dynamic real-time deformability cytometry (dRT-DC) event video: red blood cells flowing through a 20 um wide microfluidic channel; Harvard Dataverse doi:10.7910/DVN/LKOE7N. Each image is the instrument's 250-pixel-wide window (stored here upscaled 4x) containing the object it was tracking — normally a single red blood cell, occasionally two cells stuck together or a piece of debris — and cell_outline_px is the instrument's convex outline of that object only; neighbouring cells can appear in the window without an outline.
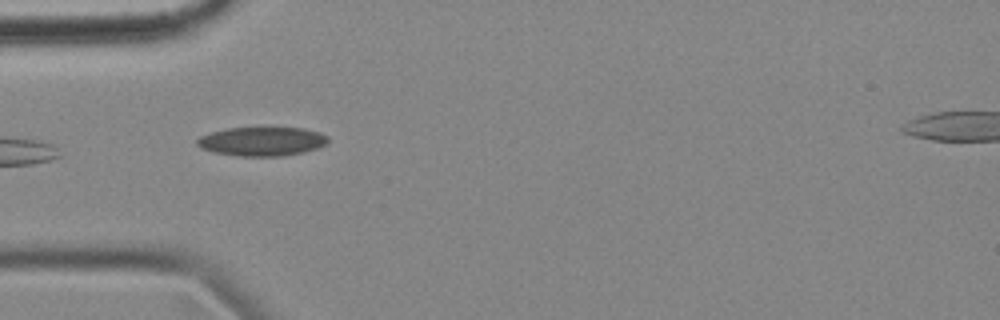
{"species": "common noctule bat (a hibernating species)", "species_latin": "Nyctalus noctula", "temperature_condition": "cold", "stored_images_in_passage": 26, "camera_frame_rate_fps": 3000, "um_per_image_px": 0.085, "animal": {"sex": "female", "body_mass_g": 18.4}, "frame": {"image": 1, "passage_image": 1, "time_ms": 0.0, "image_size_px": [1000, 320], "cell_outline_px": [[328, 144], [304, 152], [284, 156], [240, 156], [212, 152], [200, 148], [196, 144], [196, 140], [200, 136], [212, 132], [228, 128], [304, 128], [320, 132], [328, 136]], "centroid_in_image_um": [22.27, 12.02], "position_along_channel_um": 62.7, "area_um2": 22.2}}